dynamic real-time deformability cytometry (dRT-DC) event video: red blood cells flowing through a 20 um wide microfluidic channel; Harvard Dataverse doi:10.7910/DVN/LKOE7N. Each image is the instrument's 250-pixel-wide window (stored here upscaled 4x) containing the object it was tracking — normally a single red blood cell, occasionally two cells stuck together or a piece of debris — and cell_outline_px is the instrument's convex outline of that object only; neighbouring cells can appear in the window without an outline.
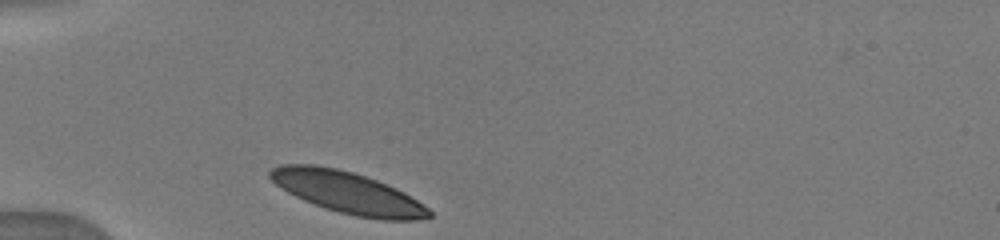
{"species": "human", "species_latin": "Homo sapiens", "temperature_condition": "warm", "stored_images_in_passage": 34, "camera_frame_rate_fps": 3000, "um_per_image_px": 0.085, "donor": {"sex": "male"}, "frame": {"image": 1, "passage_image": 1, "time_ms": 0.0, "image_size_px": [1000, 240], "cell_outline_px": [[432, 216], [416, 220], [380, 220], [356, 216], [324, 208], [304, 200], [280, 188], [268, 176], [268, 172], [272, 168], [280, 164], [316, 164], [336, 168], [352, 172], [376, 180], [396, 188], [404, 192], [428, 208], [432, 212]], "centroid_in_image_um": [29.53, 16.36], "position_along_channel_um": 55.5, "area_um2": 38.49}}
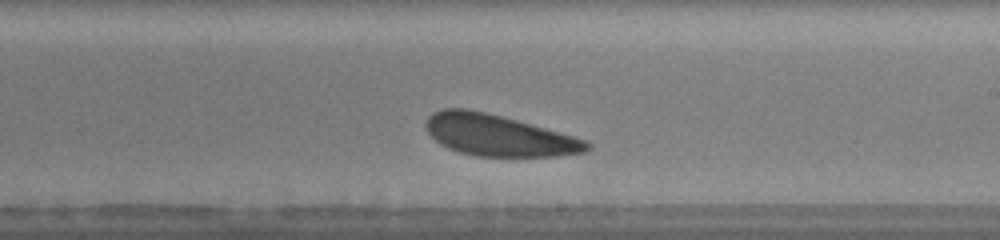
{"frame": {"image": 2, "passage_image": 18, "time_ms": 5.333, "image_size_px": [1000, 240], "cell_outline_px": [[592, 148], [584, 152], [560, 156], [476, 156], [460, 152], [448, 148], [440, 144], [428, 132], [424, 124], [428, 116], [432, 112], [440, 108], [468, 108], [516, 120], [572, 136], [584, 140], [592, 144]], "centroid_in_image_um": [42.33, 11.5], "position_along_channel_um": 246.7, "area_um2": 38.49}}
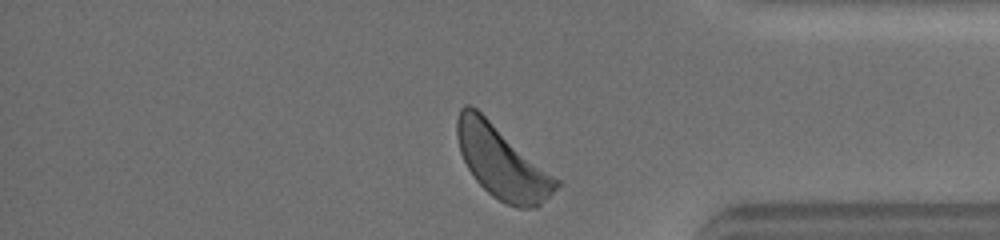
{"frame": {"image": 3, "passage_image": 31, "time_ms": 9.333, "image_size_px": [1000, 240], "cell_outline_px": [[560, 184], [536, 208], [516, 208], [504, 204], [492, 196], [472, 176], [460, 152], [456, 136], [456, 120], [460, 108], [464, 104], [472, 104], [560, 180]], "centroid_in_image_um": [42.63, 13.77], "position_along_channel_um": 392.6, "area_um2": 41.85}}